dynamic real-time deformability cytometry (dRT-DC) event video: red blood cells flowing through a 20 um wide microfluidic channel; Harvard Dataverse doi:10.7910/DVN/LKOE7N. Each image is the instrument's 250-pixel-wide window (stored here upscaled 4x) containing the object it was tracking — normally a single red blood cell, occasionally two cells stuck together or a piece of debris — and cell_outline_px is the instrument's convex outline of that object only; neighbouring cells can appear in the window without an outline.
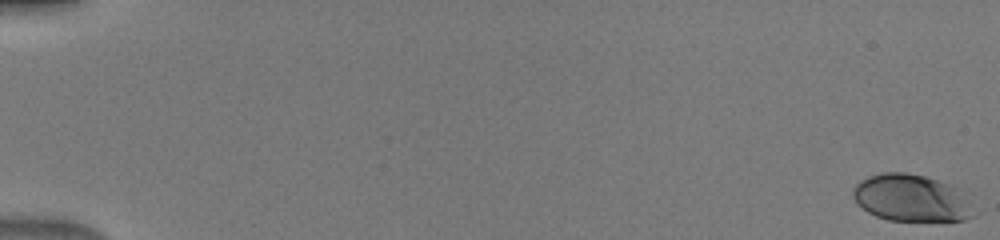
{"species": "human", "species_latin": "Homo sapiens", "temperature_condition": "warm", "stored_images_in_passage": 51, "camera_frame_rate_fps": 3000, "um_per_image_px": 0.085, "donor": {"sex": "male"}, "frame": {"image": 1, "passage_image": 1, "time_ms": 0.0, "image_size_px": [1000, 240], "cell_outline_px": [[976, 216], [964, 220], [888, 220], [876, 216], [868, 212], [856, 204], [852, 196], [852, 188], [860, 180], [868, 176], [880, 172], [904, 172], [924, 176], [952, 184], [960, 188], [976, 212]], "centroid_in_image_um": [77.46, 16.82], "position_along_channel_um": 7.5, "area_um2": 33.52}}
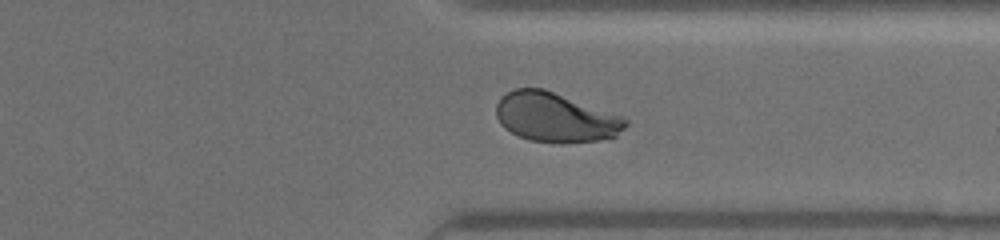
{"frame": {"image": 2, "passage_image": 41, "time_ms": 13.333, "image_size_px": [1000, 240], "cell_outline_px": [[628, 124], [616, 136], [600, 140], [564, 144], [528, 140], [504, 128], [500, 124], [496, 116], [496, 104], [500, 96], [516, 88], [544, 88], [620, 116], [628, 120]], "centroid_in_image_um": [47.18, 9.99], "position_along_channel_um": 364.2, "area_um2": 37.28}}
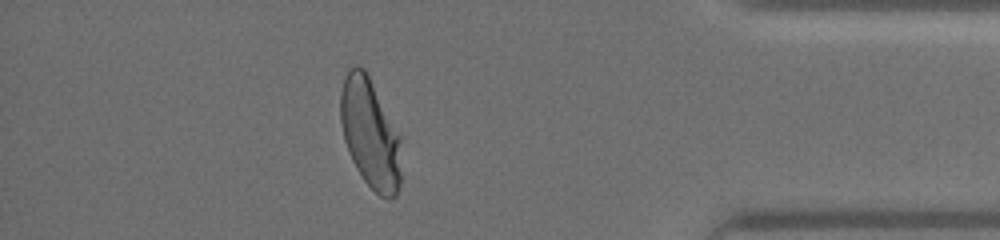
{"frame": {"image": 3, "passage_image": 46, "time_ms": 15.0, "image_size_px": [1000, 240], "cell_outline_px": [[400, 184], [396, 196], [392, 200], [388, 200], [380, 196], [364, 180], [356, 168], [352, 160], [344, 140], [340, 120], [340, 92], [344, 76], [348, 68], [352, 64], [356, 64], [364, 68], [400, 136]], "centroid_in_image_um": [31.44, 11.34], "position_along_channel_um": 403.8, "area_um2": 38.78}}